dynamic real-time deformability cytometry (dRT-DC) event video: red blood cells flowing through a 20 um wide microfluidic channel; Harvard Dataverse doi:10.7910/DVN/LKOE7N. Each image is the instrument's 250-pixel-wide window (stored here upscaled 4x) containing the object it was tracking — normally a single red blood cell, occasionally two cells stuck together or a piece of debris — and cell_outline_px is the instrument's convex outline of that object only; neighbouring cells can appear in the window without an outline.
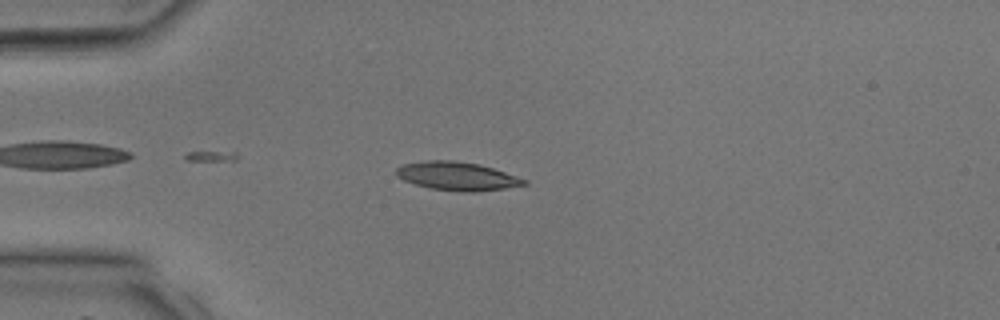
{"species": "common noctule bat (a hibernating species)", "species_latin": "Nyctalus noctula", "temperature_condition": "room temperature", "stored_images_in_passage": 31, "camera_frame_rate_fps": 3000, "um_per_image_px": 0.085, "animal": {"sex": "male", "body_mass_g": 17.9, "forearm_length_mm": 54.2}, "frame": {"image": 1, "passage_image": 10, "time_ms": 3.0, "image_size_px": [1000, 320], "cell_outline_px": [[528, 184], [504, 188], [476, 192], [468, 192], [432, 188], [416, 184], [404, 180], [396, 176], [396, 168], [404, 164], [424, 160], [456, 160], [480, 164], [528, 180]], "centroid_in_image_um": [38.86, 14.96], "position_along_channel_um": 46.1, "area_um2": 21.04}}